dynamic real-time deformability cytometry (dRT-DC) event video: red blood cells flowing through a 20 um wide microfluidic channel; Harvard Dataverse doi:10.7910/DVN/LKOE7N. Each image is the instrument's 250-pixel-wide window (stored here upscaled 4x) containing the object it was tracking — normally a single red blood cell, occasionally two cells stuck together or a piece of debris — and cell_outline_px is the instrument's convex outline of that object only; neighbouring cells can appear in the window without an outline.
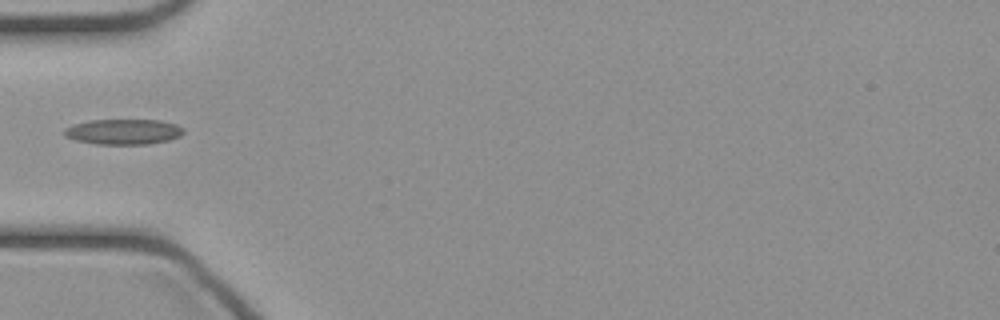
{"species": "common noctule bat (a hibernating species)", "species_latin": "Nyctalus noctula", "temperature_condition": "cold", "stored_images_in_passage": 8, "camera_frame_rate_fps": 3000, "um_per_image_px": 0.085, "animal": {"sex": "female", "body_mass_g": 21.9}, "frame": {"image": 1, "passage_image": 1, "time_ms": 0.0, "image_size_px": [1000, 320], "cell_outline_px": [[184, 132], [180, 136], [168, 140], [148, 144], [96, 144], [76, 140], [64, 136], [64, 128], [72, 124], [92, 120], [160, 120], [176, 124], [184, 128]], "centroid_in_image_um": [10.49, 11.19], "position_along_channel_um": 74.5, "area_um2": 17.69}}
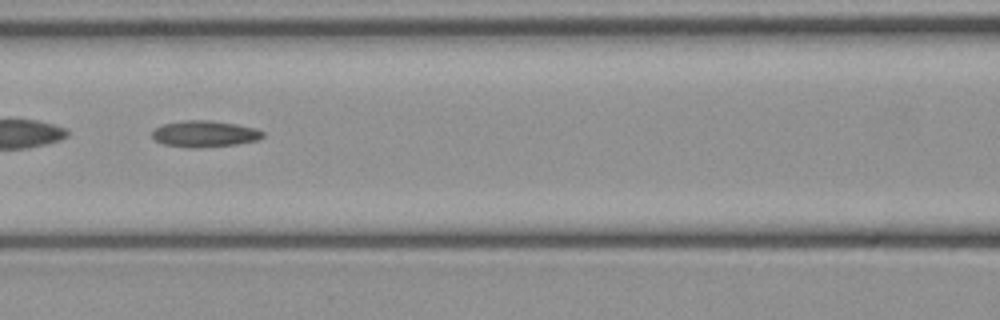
{"frame": {"image": 2, "passage_image": 6, "time_ms": 1.667, "image_size_px": [1000, 320], "cell_outline_px": [[264, 136], [256, 140], [236, 144], [196, 148], [188, 148], [164, 144], [156, 140], [152, 136], [152, 132], [156, 128], [164, 124], [184, 120], [208, 120], [236, 124], [256, 128], [264, 132]], "centroid_in_image_um": [17.4, 11.38], "position_along_channel_um": 149.2, "area_um2": 16.88}}